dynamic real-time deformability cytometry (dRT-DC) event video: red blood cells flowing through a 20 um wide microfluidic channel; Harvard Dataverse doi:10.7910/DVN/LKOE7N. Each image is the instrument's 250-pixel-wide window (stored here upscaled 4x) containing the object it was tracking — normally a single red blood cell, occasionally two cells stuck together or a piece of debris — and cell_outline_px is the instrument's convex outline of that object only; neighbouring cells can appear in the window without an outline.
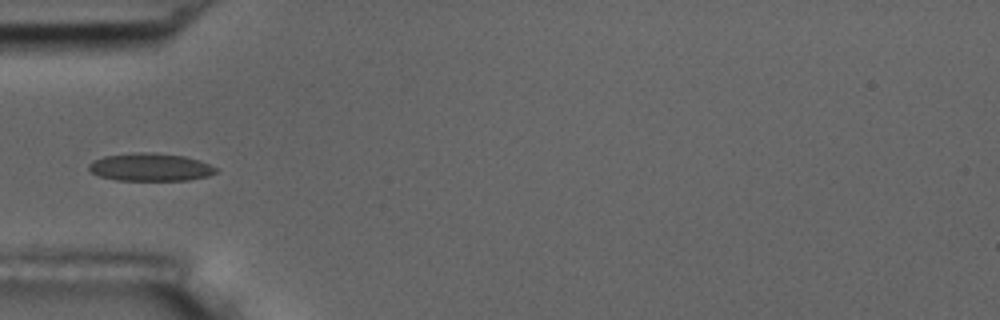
{"species": "common noctule bat (a hibernating species)", "species_latin": "Nyctalus noctula", "temperature_condition": "room temperature", "stored_images_in_passage": 11, "camera_frame_rate_fps": 3000, "um_per_image_px": 0.085, "animal": {"sex": "male", "body_mass_g": 17.5, "forearm_length_mm": 52.3}, "frame": {"image": 1, "passage_image": 5, "time_ms": 1.333, "image_size_px": [1000, 320], "cell_outline_px": [[216, 172], [208, 176], [188, 180], [116, 180], [100, 176], [92, 172], [88, 168], [88, 164], [92, 160], [104, 156], [132, 152], [152, 152], [184, 156], [208, 164], [216, 168]], "centroid_in_image_um": [12.72, 14.2], "position_along_channel_um": 72.3, "area_um2": 20.52}}
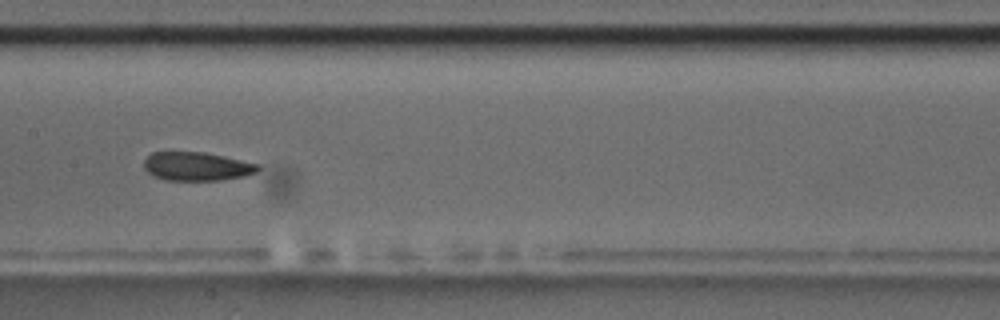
{"frame": {"image": 2, "passage_image": 8, "time_ms": 2.333, "image_size_px": [1000, 320], "cell_outline_px": [[260, 168], [256, 172], [244, 176], [220, 180], [164, 180], [152, 176], [144, 168], [144, 160], [152, 152], [204, 152], [224, 156], [260, 164]], "centroid_in_image_um": [16.72, 14.14], "position_along_channel_um": 190.7, "area_um2": 19.07}}
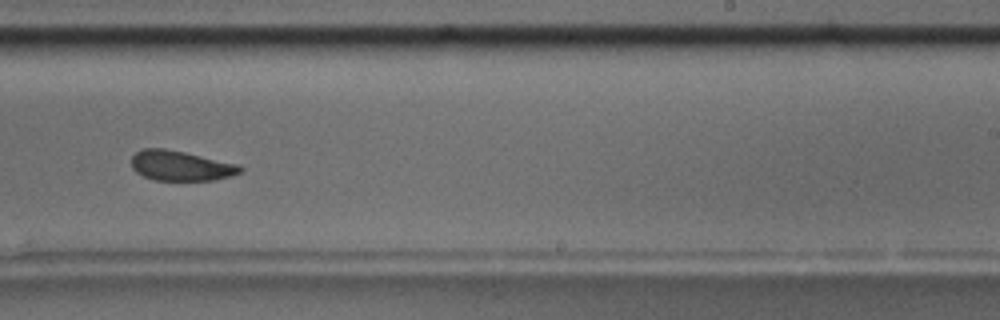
{"frame": {"image": 3, "passage_image": 10, "time_ms": 3.0, "image_size_px": [1000, 320], "cell_outline_px": [[244, 168], [240, 172], [232, 176], [212, 180], [156, 180], [144, 176], [136, 172], [132, 168], [132, 156], [140, 148], [164, 148], [184, 152], [240, 164]], "centroid_in_image_um": [15.37, 14.08], "position_along_channel_um": 273.6, "area_um2": 19.07}}